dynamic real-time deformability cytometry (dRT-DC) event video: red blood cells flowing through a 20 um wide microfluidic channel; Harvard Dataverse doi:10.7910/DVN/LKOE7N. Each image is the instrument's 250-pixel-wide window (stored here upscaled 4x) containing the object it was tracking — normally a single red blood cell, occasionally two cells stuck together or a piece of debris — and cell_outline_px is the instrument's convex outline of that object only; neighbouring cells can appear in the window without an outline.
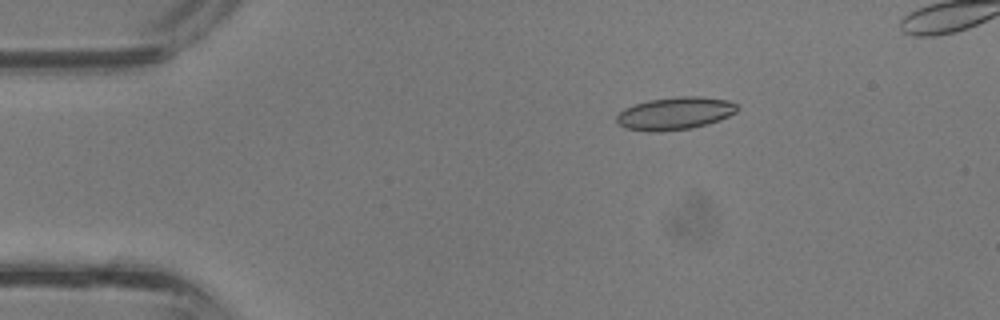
{"species": "common noctule bat (a hibernating species)", "species_latin": "Nyctalus noctula", "temperature_condition": "room temperature", "stored_images_in_passage": 37, "camera_frame_rate_fps": 3000, "um_per_image_px": 0.085, "animal": {"sex": "male", "body_mass_g": 13.3}, "frame": {"image": 1, "passage_image": 7, "time_ms": 2.0, "image_size_px": [1000, 320], "cell_outline_px": [[740, 108], [736, 112], [720, 120], [708, 124], [692, 128], [656, 132], [648, 132], [624, 128], [616, 124], [616, 116], [624, 108], [648, 100], [676, 96], [700, 96], [728, 100], [736, 104]], "centroid_in_image_um": [57.36, 9.64], "position_along_channel_um": 27.6, "area_um2": 23.24}}
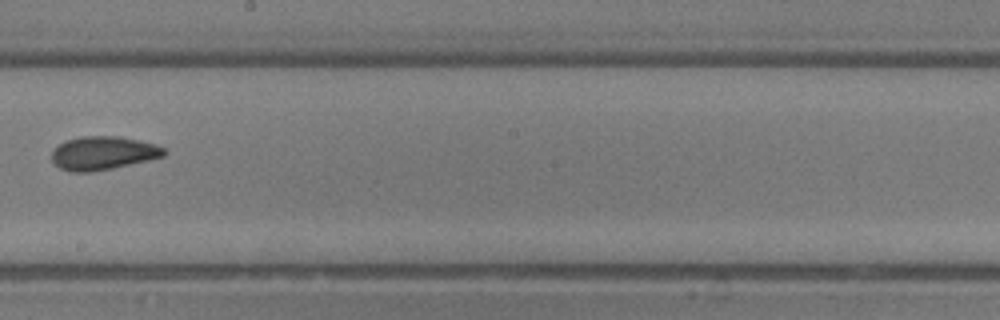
{"frame": {"image": 2, "passage_image": 22, "time_ms": 7.0, "image_size_px": [1000, 320], "cell_outline_px": [[168, 152], [164, 156], [148, 160], [112, 168], [92, 172], [68, 172], [60, 168], [52, 160], [52, 152], [64, 140], [80, 136], [120, 136], [156, 144], [164, 148]], "centroid_in_image_um": [8.76, 13.01], "position_along_channel_um": 239.4, "area_um2": 21.96}}
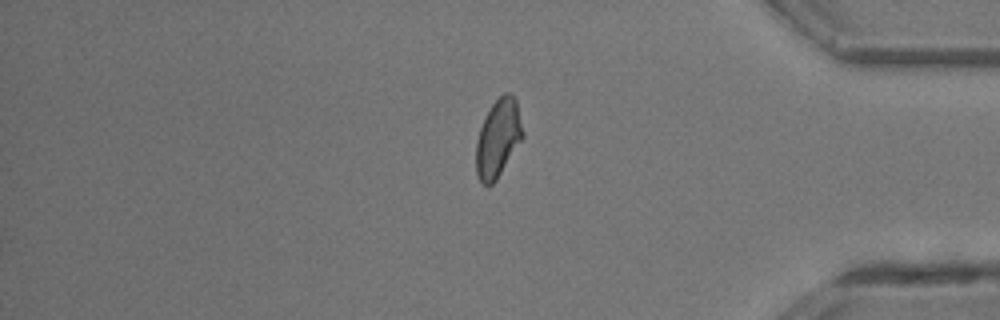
{"frame": {"image": 3, "passage_image": 32, "time_ms": 10.333, "image_size_px": [1000, 320], "cell_outline_px": [[524, 136], [496, 180], [488, 188], [480, 184], [476, 172], [476, 140], [480, 128], [492, 104], [504, 92], [512, 92], [516, 100], [524, 132]], "centroid_in_image_um": [42.33, 11.78], "position_along_channel_um": 392.9, "area_um2": 21.27}}